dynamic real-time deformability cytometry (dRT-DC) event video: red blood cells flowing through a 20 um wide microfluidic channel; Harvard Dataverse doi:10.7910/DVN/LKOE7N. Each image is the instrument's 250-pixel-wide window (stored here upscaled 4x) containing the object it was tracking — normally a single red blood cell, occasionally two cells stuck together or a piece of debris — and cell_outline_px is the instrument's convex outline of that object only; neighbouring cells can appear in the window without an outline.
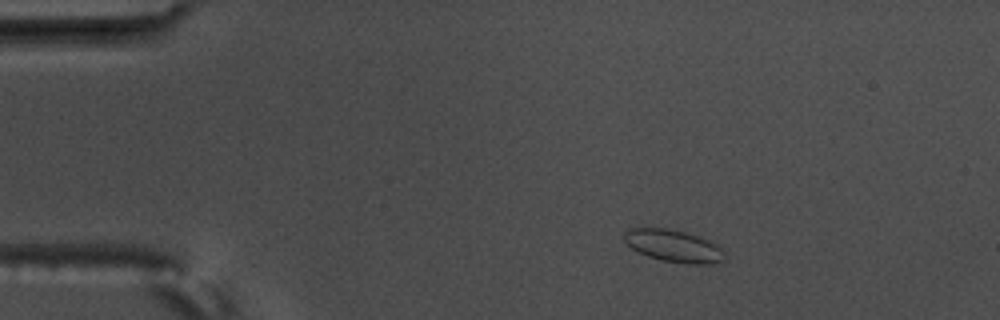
{"species": "common noctule bat (a hibernating species)", "species_latin": "Nyctalus noctula", "temperature_condition": "warm", "stored_images_in_passage": 3, "camera_frame_rate_fps": 3000, "um_per_image_px": 0.085, "animal": {"sex": "male", "body_mass_g": 17.5, "forearm_length_mm": 52.3}, "frame": {"image": 1, "passage_image": 1, "time_ms": 0.0, "image_size_px": [1000, 320], "cell_outline_px": [[724, 260], [712, 264], [688, 264], [660, 260], [648, 256], [632, 248], [624, 240], [624, 232], [628, 228], [676, 228], [712, 240], [720, 244], [724, 252]], "centroid_in_image_um": [57.32, 20.88], "position_along_channel_um": 27.7, "area_um2": 19.36}}